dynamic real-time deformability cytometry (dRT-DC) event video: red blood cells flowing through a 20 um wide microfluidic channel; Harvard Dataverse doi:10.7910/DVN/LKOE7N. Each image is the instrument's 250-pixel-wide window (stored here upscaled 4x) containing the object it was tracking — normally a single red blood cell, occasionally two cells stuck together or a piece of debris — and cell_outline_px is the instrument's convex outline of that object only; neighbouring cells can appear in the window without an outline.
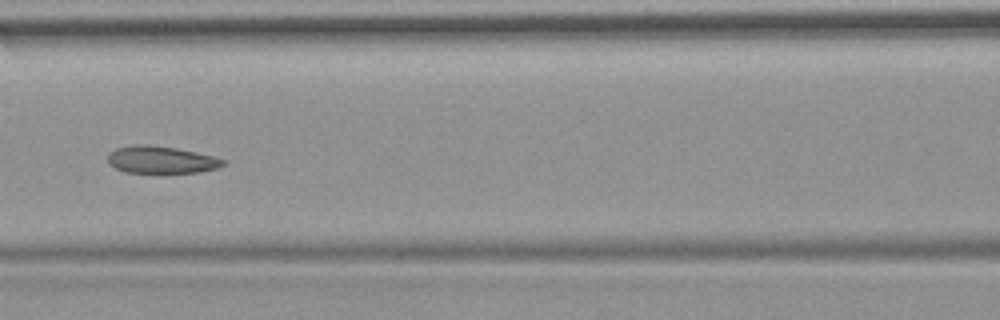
{"species": "common noctule bat (a hibernating species)", "species_latin": "Nyctalus noctula", "temperature_condition": "room temperature", "stored_images_in_passage": 11, "camera_frame_rate_fps": 3000, "um_per_image_px": 0.085, "animal": {"sex": "female", "body_mass_g": 19.9}, "frame": {"image": 1, "passage_image": 7, "time_ms": 8.0, "image_size_px": [1000, 320], "cell_outline_px": [[228, 164], [216, 168], [200, 172], [164, 176], [160, 176], [124, 172], [108, 164], [108, 152], [116, 148], [136, 144], [148, 144], [176, 148], [196, 152], [228, 160]], "centroid_in_image_um": [13.71, 13.64], "position_along_channel_um": 152.9, "area_um2": 19.54}}
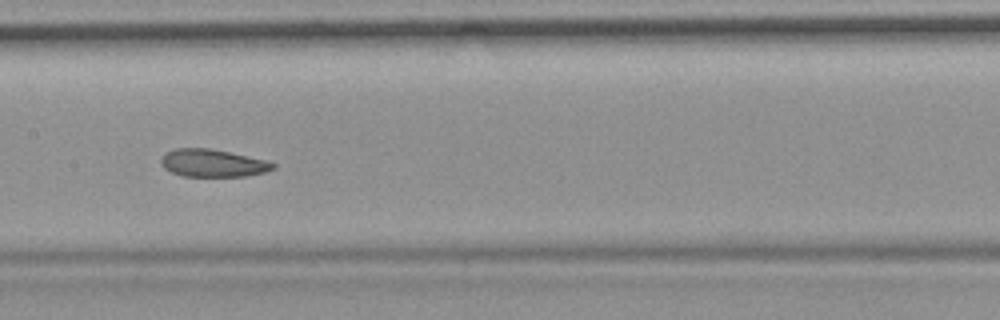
{"frame": {"image": 2, "passage_image": 8, "time_ms": 9.0, "image_size_px": [1000, 320], "cell_outline_px": [[276, 168], [264, 172], [244, 176], [180, 176], [164, 168], [160, 164], [160, 160], [164, 152], [176, 148], [208, 148], [228, 152], [264, 160], [276, 164]], "centroid_in_image_um": [18.02, 13.86], "position_along_channel_um": 189.4, "area_um2": 17.92}}